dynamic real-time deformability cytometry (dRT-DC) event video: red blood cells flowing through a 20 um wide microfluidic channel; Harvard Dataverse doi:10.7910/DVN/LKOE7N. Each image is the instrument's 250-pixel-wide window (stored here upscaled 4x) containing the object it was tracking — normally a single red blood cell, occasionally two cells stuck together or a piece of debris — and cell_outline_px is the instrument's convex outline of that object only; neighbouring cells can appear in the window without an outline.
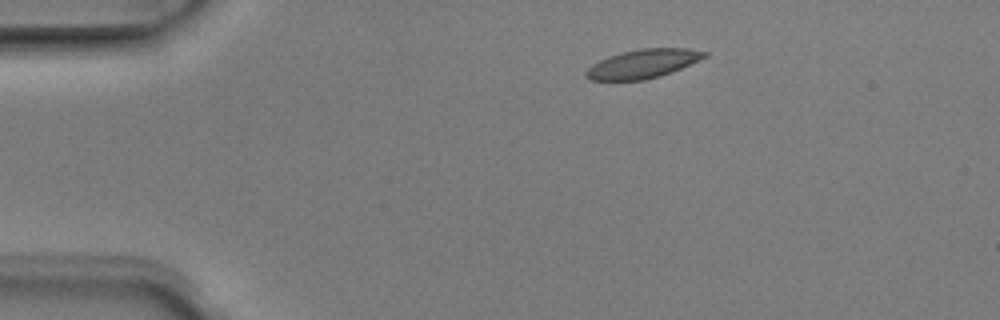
{"species": "Egyptian fruit bat (a non-hibernating species)", "species_latin": "Rousettus aegyptiacus", "temperature_condition": "room temperature", "stored_images_in_passage": 2, "camera_frame_rate_fps": 3000, "um_per_image_px": 0.085, "animal": {"sex": "male"}, "frame": {"image": 1, "passage_image": 1, "time_ms": 0.0, "image_size_px": [1000, 320], "cell_outline_px": [[708, 56], [672, 72], [660, 76], [644, 80], [588, 80], [584, 76], [584, 72], [592, 64], [608, 56], [640, 48], [688, 48], [708, 52]], "centroid_in_image_um": [54.64, 5.42], "position_along_channel_um": 30.4, "area_um2": 19.94}}